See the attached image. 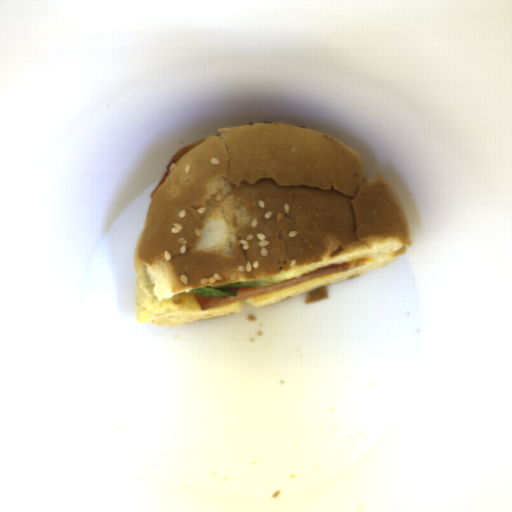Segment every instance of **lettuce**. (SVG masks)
Returning a JSON list of instances; mask_svg holds the SVG:
<instances>
[{"mask_svg": "<svg viewBox=\"0 0 512 512\" xmlns=\"http://www.w3.org/2000/svg\"><path fill=\"white\" fill-rule=\"evenodd\" d=\"M227 285L235 286L237 291L236 293H231L229 290H221L220 288L226 287ZM272 281L270 277L260 278L253 281H245L238 283H227L223 285H207L201 288L191 289L190 292L195 295H201L204 297H237L239 295L240 288H256V289H267L271 287Z\"/></svg>", "mask_w": 512, "mask_h": 512, "instance_id": "lettuce-1", "label": "lettuce"}]
</instances>
